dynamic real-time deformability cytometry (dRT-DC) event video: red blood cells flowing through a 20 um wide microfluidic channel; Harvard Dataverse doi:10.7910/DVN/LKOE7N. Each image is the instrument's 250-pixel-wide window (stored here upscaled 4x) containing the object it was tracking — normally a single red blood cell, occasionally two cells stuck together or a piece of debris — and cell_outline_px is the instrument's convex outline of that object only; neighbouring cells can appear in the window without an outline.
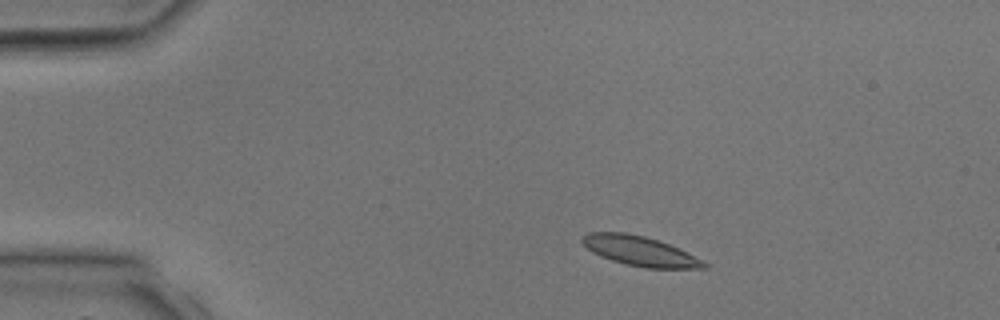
{"species": "common noctule bat (a hibernating species)", "species_latin": "Nyctalus noctula", "temperature_condition": "room temperature", "stored_images_in_passage": 3, "camera_frame_rate_fps": 3000, "um_per_image_px": 0.085, "animal": {"sex": "male", "body_mass_g": 17.9, "forearm_length_mm": 54.2}, "frame": {"image": 1, "passage_image": 2, "time_ms": 1.0, "image_size_px": [1000, 320], "cell_outline_px": [[708, 268], [644, 268], [612, 260], [600, 256], [592, 252], [580, 240], [580, 236], [588, 232], [624, 232], [644, 236], [668, 244], [704, 260], [708, 264]], "centroid_in_image_um": [54.37, 21.33], "position_along_channel_um": 30.6, "area_um2": 20.92}}